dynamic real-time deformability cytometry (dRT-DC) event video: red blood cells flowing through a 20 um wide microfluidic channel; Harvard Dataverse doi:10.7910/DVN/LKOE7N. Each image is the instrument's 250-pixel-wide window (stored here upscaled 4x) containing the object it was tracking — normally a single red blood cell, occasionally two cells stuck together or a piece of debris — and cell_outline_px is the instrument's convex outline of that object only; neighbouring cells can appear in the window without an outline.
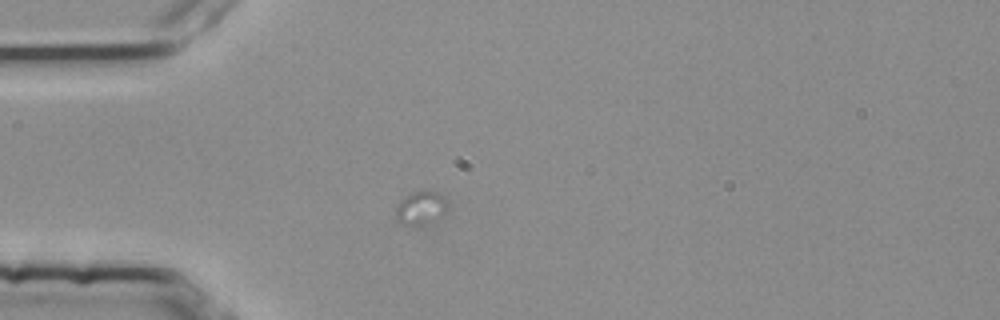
{"species": "common noctule bat (a hibernating species)", "species_latin": "Nyctalus noctula", "temperature_condition": "room temperature", "stored_images_in_passage": 12, "camera_frame_rate_fps": 3000, "um_per_image_px": 0.085, "animal": {"sex": "female", "body_mass_g": 25.1}, "frame": {"image": 1, "passage_image": 1, "time_ms": 0.0, "image_size_px": [1000, 320], "cell_outline_px": [[448, 208], [444, 212], [420, 228], [400, 224], [396, 216], [396, 208], [400, 200], [412, 192], [420, 188], [432, 188], [444, 196], [448, 204]], "centroid_in_image_um": [35.77, 17.63], "position_along_channel_um": 49.2, "area_um2": 10.64}}
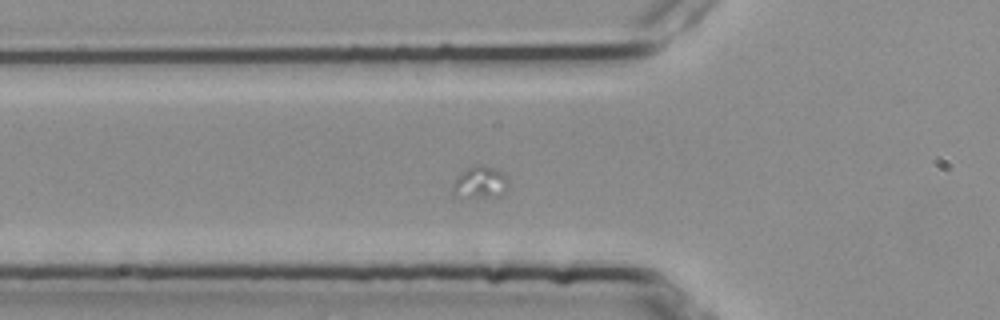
{"frame": {"image": 2, "passage_image": 6, "time_ms": 1.667, "image_size_px": [1000, 320], "cell_outline_px": [[508, 184], [504, 192], [496, 196], [460, 200], [452, 196], [452, 184], [468, 168], [476, 164], [480, 164], [492, 168], [508, 176]], "centroid_in_image_um": [40.76, 15.57], "position_along_channel_um": 85.0, "area_um2": 10.64}}